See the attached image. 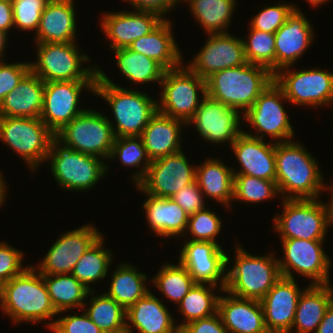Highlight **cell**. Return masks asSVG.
Masks as SVG:
<instances>
[{
	"label": "cell",
	"instance_id": "7dc6e473",
	"mask_svg": "<svg viewBox=\"0 0 333 333\" xmlns=\"http://www.w3.org/2000/svg\"><path fill=\"white\" fill-rule=\"evenodd\" d=\"M295 5L277 3L273 6H265L250 21V27L268 33H275L293 12Z\"/></svg>",
	"mask_w": 333,
	"mask_h": 333
},
{
	"label": "cell",
	"instance_id": "83f0119b",
	"mask_svg": "<svg viewBox=\"0 0 333 333\" xmlns=\"http://www.w3.org/2000/svg\"><path fill=\"white\" fill-rule=\"evenodd\" d=\"M45 82L31 70L0 104V117L40 118Z\"/></svg>",
	"mask_w": 333,
	"mask_h": 333
},
{
	"label": "cell",
	"instance_id": "52a82bcc",
	"mask_svg": "<svg viewBox=\"0 0 333 333\" xmlns=\"http://www.w3.org/2000/svg\"><path fill=\"white\" fill-rule=\"evenodd\" d=\"M37 61L30 63V70L44 82L96 81L97 66L82 67L90 57L71 43H35Z\"/></svg>",
	"mask_w": 333,
	"mask_h": 333
},
{
	"label": "cell",
	"instance_id": "9c48e42d",
	"mask_svg": "<svg viewBox=\"0 0 333 333\" xmlns=\"http://www.w3.org/2000/svg\"><path fill=\"white\" fill-rule=\"evenodd\" d=\"M282 213L273 218L280 239L324 240L330 227L327 203L318 199H283Z\"/></svg>",
	"mask_w": 333,
	"mask_h": 333
},
{
	"label": "cell",
	"instance_id": "d4e9b609",
	"mask_svg": "<svg viewBox=\"0 0 333 333\" xmlns=\"http://www.w3.org/2000/svg\"><path fill=\"white\" fill-rule=\"evenodd\" d=\"M218 313L228 333H269L264 322L261 302L220 291Z\"/></svg>",
	"mask_w": 333,
	"mask_h": 333
},
{
	"label": "cell",
	"instance_id": "f35d334b",
	"mask_svg": "<svg viewBox=\"0 0 333 333\" xmlns=\"http://www.w3.org/2000/svg\"><path fill=\"white\" fill-rule=\"evenodd\" d=\"M220 286L205 283H195L190 291L178 303V310L185 318L179 325L181 329L184 325L191 321L208 318L218 312V301L220 295H215L213 290Z\"/></svg>",
	"mask_w": 333,
	"mask_h": 333
},
{
	"label": "cell",
	"instance_id": "11a10c76",
	"mask_svg": "<svg viewBox=\"0 0 333 333\" xmlns=\"http://www.w3.org/2000/svg\"><path fill=\"white\" fill-rule=\"evenodd\" d=\"M14 26L11 0H0V30L9 33Z\"/></svg>",
	"mask_w": 333,
	"mask_h": 333
},
{
	"label": "cell",
	"instance_id": "7bdbcfd3",
	"mask_svg": "<svg viewBox=\"0 0 333 333\" xmlns=\"http://www.w3.org/2000/svg\"><path fill=\"white\" fill-rule=\"evenodd\" d=\"M247 62L260 65L275 74V34L250 27L248 39L243 40Z\"/></svg>",
	"mask_w": 333,
	"mask_h": 333
},
{
	"label": "cell",
	"instance_id": "60d3db41",
	"mask_svg": "<svg viewBox=\"0 0 333 333\" xmlns=\"http://www.w3.org/2000/svg\"><path fill=\"white\" fill-rule=\"evenodd\" d=\"M167 299L178 304L196 283L187 269L179 262L178 265L167 263L151 280Z\"/></svg>",
	"mask_w": 333,
	"mask_h": 333
},
{
	"label": "cell",
	"instance_id": "f5cc1de1",
	"mask_svg": "<svg viewBox=\"0 0 333 333\" xmlns=\"http://www.w3.org/2000/svg\"><path fill=\"white\" fill-rule=\"evenodd\" d=\"M180 333H228L220 314L217 312L208 318L191 321L180 329Z\"/></svg>",
	"mask_w": 333,
	"mask_h": 333
},
{
	"label": "cell",
	"instance_id": "4dcf8cb0",
	"mask_svg": "<svg viewBox=\"0 0 333 333\" xmlns=\"http://www.w3.org/2000/svg\"><path fill=\"white\" fill-rule=\"evenodd\" d=\"M142 203L150 229L160 237L172 238L186 233L189 215L172 198L146 194Z\"/></svg>",
	"mask_w": 333,
	"mask_h": 333
},
{
	"label": "cell",
	"instance_id": "94428289",
	"mask_svg": "<svg viewBox=\"0 0 333 333\" xmlns=\"http://www.w3.org/2000/svg\"><path fill=\"white\" fill-rule=\"evenodd\" d=\"M306 1H308V3H310V5H312V6L319 7V5H322V4L324 5L325 2H327L329 0H306Z\"/></svg>",
	"mask_w": 333,
	"mask_h": 333
},
{
	"label": "cell",
	"instance_id": "d6986e66",
	"mask_svg": "<svg viewBox=\"0 0 333 333\" xmlns=\"http://www.w3.org/2000/svg\"><path fill=\"white\" fill-rule=\"evenodd\" d=\"M90 223L61 234L41 263L34 266L42 275L71 274L78 260L101 236Z\"/></svg>",
	"mask_w": 333,
	"mask_h": 333
},
{
	"label": "cell",
	"instance_id": "277c9868",
	"mask_svg": "<svg viewBox=\"0 0 333 333\" xmlns=\"http://www.w3.org/2000/svg\"><path fill=\"white\" fill-rule=\"evenodd\" d=\"M273 81L274 74L270 70L247 62L208 77L207 96L244 114Z\"/></svg>",
	"mask_w": 333,
	"mask_h": 333
},
{
	"label": "cell",
	"instance_id": "680465c9",
	"mask_svg": "<svg viewBox=\"0 0 333 333\" xmlns=\"http://www.w3.org/2000/svg\"><path fill=\"white\" fill-rule=\"evenodd\" d=\"M4 177H3V174H1V171H0V207L1 205H4L5 203V197H6V182L4 181Z\"/></svg>",
	"mask_w": 333,
	"mask_h": 333
},
{
	"label": "cell",
	"instance_id": "4fadbf2b",
	"mask_svg": "<svg viewBox=\"0 0 333 333\" xmlns=\"http://www.w3.org/2000/svg\"><path fill=\"white\" fill-rule=\"evenodd\" d=\"M289 69L286 67L274 74V81L283 90L288 103L306 108L333 103V72L319 68L293 72Z\"/></svg>",
	"mask_w": 333,
	"mask_h": 333
},
{
	"label": "cell",
	"instance_id": "8992f818",
	"mask_svg": "<svg viewBox=\"0 0 333 333\" xmlns=\"http://www.w3.org/2000/svg\"><path fill=\"white\" fill-rule=\"evenodd\" d=\"M46 161H50L51 173L59 186L72 192L93 188L108 173L101 158L75 151L56 136L51 139Z\"/></svg>",
	"mask_w": 333,
	"mask_h": 333
},
{
	"label": "cell",
	"instance_id": "f907efd6",
	"mask_svg": "<svg viewBox=\"0 0 333 333\" xmlns=\"http://www.w3.org/2000/svg\"><path fill=\"white\" fill-rule=\"evenodd\" d=\"M30 71V62L6 63L0 60V104L14 90L21 79Z\"/></svg>",
	"mask_w": 333,
	"mask_h": 333
},
{
	"label": "cell",
	"instance_id": "7a4b0ae2",
	"mask_svg": "<svg viewBox=\"0 0 333 333\" xmlns=\"http://www.w3.org/2000/svg\"><path fill=\"white\" fill-rule=\"evenodd\" d=\"M0 308L15 324L52 320L59 314L51 302L43 275L29 264L0 287Z\"/></svg>",
	"mask_w": 333,
	"mask_h": 333
},
{
	"label": "cell",
	"instance_id": "6f0895ef",
	"mask_svg": "<svg viewBox=\"0 0 333 333\" xmlns=\"http://www.w3.org/2000/svg\"><path fill=\"white\" fill-rule=\"evenodd\" d=\"M326 190L331 191V197L330 202L327 203L328 210H329V222L330 225H333V182H331V185L326 184L325 185V192Z\"/></svg>",
	"mask_w": 333,
	"mask_h": 333
},
{
	"label": "cell",
	"instance_id": "30bf717a",
	"mask_svg": "<svg viewBox=\"0 0 333 333\" xmlns=\"http://www.w3.org/2000/svg\"><path fill=\"white\" fill-rule=\"evenodd\" d=\"M55 134L40 118L0 117V140L31 168L46 162Z\"/></svg>",
	"mask_w": 333,
	"mask_h": 333
},
{
	"label": "cell",
	"instance_id": "b9f144b4",
	"mask_svg": "<svg viewBox=\"0 0 333 333\" xmlns=\"http://www.w3.org/2000/svg\"><path fill=\"white\" fill-rule=\"evenodd\" d=\"M117 156L123 166H131L138 169L132 175V180L134 179L133 182L136 186L144 178L151 164V159L147 155L142 138L140 136L116 137L108 160H115ZM140 167H142V170L139 169Z\"/></svg>",
	"mask_w": 333,
	"mask_h": 333
},
{
	"label": "cell",
	"instance_id": "e0dca14e",
	"mask_svg": "<svg viewBox=\"0 0 333 333\" xmlns=\"http://www.w3.org/2000/svg\"><path fill=\"white\" fill-rule=\"evenodd\" d=\"M179 262L196 283L220 285L225 288L229 256L214 242L185 240L179 252ZM219 282V283H218Z\"/></svg>",
	"mask_w": 333,
	"mask_h": 333
},
{
	"label": "cell",
	"instance_id": "d6a6232c",
	"mask_svg": "<svg viewBox=\"0 0 333 333\" xmlns=\"http://www.w3.org/2000/svg\"><path fill=\"white\" fill-rule=\"evenodd\" d=\"M196 166V182L207 198H212L221 205L230 206L233 200L234 173L218 158L204 160ZM231 202V203H230Z\"/></svg>",
	"mask_w": 333,
	"mask_h": 333
},
{
	"label": "cell",
	"instance_id": "ba28073f",
	"mask_svg": "<svg viewBox=\"0 0 333 333\" xmlns=\"http://www.w3.org/2000/svg\"><path fill=\"white\" fill-rule=\"evenodd\" d=\"M160 86L162 91L157 101L158 112L180 119L186 124L207 95L206 80L182 64L177 68L166 70ZM199 94L202 95L201 99Z\"/></svg>",
	"mask_w": 333,
	"mask_h": 333
},
{
	"label": "cell",
	"instance_id": "3957f363",
	"mask_svg": "<svg viewBox=\"0 0 333 333\" xmlns=\"http://www.w3.org/2000/svg\"><path fill=\"white\" fill-rule=\"evenodd\" d=\"M94 94L111 106L116 124L110 122L116 137L141 136L150 119L158 112L157 100L142 91L116 85L99 67Z\"/></svg>",
	"mask_w": 333,
	"mask_h": 333
},
{
	"label": "cell",
	"instance_id": "ab89813d",
	"mask_svg": "<svg viewBox=\"0 0 333 333\" xmlns=\"http://www.w3.org/2000/svg\"><path fill=\"white\" fill-rule=\"evenodd\" d=\"M103 234L87 249L71 274L90 290V284L107 277L112 262V250L104 248Z\"/></svg>",
	"mask_w": 333,
	"mask_h": 333
},
{
	"label": "cell",
	"instance_id": "bcb514c9",
	"mask_svg": "<svg viewBox=\"0 0 333 333\" xmlns=\"http://www.w3.org/2000/svg\"><path fill=\"white\" fill-rule=\"evenodd\" d=\"M14 26L21 31L35 33L39 27L41 15L50 0H11Z\"/></svg>",
	"mask_w": 333,
	"mask_h": 333
},
{
	"label": "cell",
	"instance_id": "f546056e",
	"mask_svg": "<svg viewBox=\"0 0 333 333\" xmlns=\"http://www.w3.org/2000/svg\"><path fill=\"white\" fill-rule=\"evenodd\" d=\"M171 22L164 19L150 33L133 41L128 48L154 59L166 70L179 67L183 64V56L174 39Z\"/></svg>",
	"mask_w": 333,
	"mask_h": 333
},
{
	"label": "cell",
	"instance_id": "836d02e7",
	"mask_svg": "<svg viewBox=\"0 0 333 333\" xmlns=\"http://www.w3.org/2000/svg\"><path fill=\"white\" fill-rule=\"evenodd\" d=\"M130 264L126 262L117 266L111 273L109 290L105 292L125 310L150 291L145 285L148 281L146 274Z\"/></svg>",
	"mask_w": 333,
	"mask_h": 333
},
{
	"label": "cell",
	"instance_id": "6da1fadb",
	"mask_svg": "<svg viewBox=\"0 0 333 333\" xmlns=\"http://www.w3.org/2000/svg\"><path fill=\"white\" fill-rule=\"evenodd\" d=\"M304 148L294 139L275 143V181L283 199H318L325 190L318 161Z\"/></svg>",
	"mask_w": 333,
	"mask_h": 333
},
{
	"label": "cell",
	"instance_id": "4316f807",
	"mask_svg": "<svg viewBox=\"0 0 333 333\" xmlns=\"http://www.w3.org/2000/svg\"><path fill=\"white\" fill-rule=\"evenodd\" d=\"M74 0H50L46 5L36 31L35 43L76 42Z\"/></svg>",
	"mask_w": 333,
	"mask_h": 333
},
{
	"label": "cell",
	"instance_id": "9f6ffc18",
	"mask_svg": "<svg viewBox=\"0 0 333 333\" xmlns=\"http://www.w3.org/2000/svg\"><path fill=\"white\" fill-rule=\"evenodd\" d=\"M315 333H333V302L326 309L324 317Z\"/></svg>",
	"mask_w": 333,
	"mask_h": 333
},
{
	"label": "cell",
	"instance_id": "db71d44e",
	"mask_svg": "<svg viewBox=\"0 0 333 333\" xmlns=\"http://www.w3.org/2000/svg\"><path fill=\"white\" fill-rule=\"evenodd\" d=\"M130 2L134 10L138 11H150L159 14L161 17L166 19L164 15L169 14L168 12H172L171 9L183 0H123Z\"/></svg>",
	"mask_w": 333,
	"mask_h": 333
},
{
	"label": "cell",
	"instance_id": "816d5d0a",
	"mask_svg": "<svg viewBox=\"0 0 333 333\" xmlns=\"http://www.w3.org/2000/svg\"><path fill=\"white\" fill-rule=\"evenodd\" d=\"M172 199L183 209L188 215L195 214L199 210L206 208L204 204V194L196 180L184 186L179 190Z\"/></svg>",
	"mask_w": 333,
	"mask_h": 333
},
{
	"label": "cell",
	"instance_id": "91938a15",
	"mask_svg": "<svg viewBox=\"0 0 333 333\" xmlns=\"http://www.w3.org/2000/svg\"><path fill=\"white\" fill-rule=\"evenodd\" d=\"M8 38V33L0 30V60H3L2 58L5 56L4 50L6 47V42Z\"/></svg>",
	"mask_w": 333,
	"mask_h": 333
},
{
	"label": "cell",
	"instance_id": "1f68e13d",
	"mask_svg": "<svg viewBox=\"0 0 333 333\" xmlns=\"http://www.w3.org/2000/svg\"><path fill=\"white\" fill-rule=\"evenodd\" d=\"M333 302V287L328 284H309L299 297L292 330L289 333L316 332L326 309Z\"/></svg>",
	"mask_w": 333,
	"mask_h": 333
},
{
	"label": "cell",
	"instance_id": "681fc988",
	"mask_svg": "<svg viewBox=\"0 0 333 333\" xmlns=\"http://www.w3.org/2000/svg\"><path fill=\"white\" fill-rule=\"evenodd\" d=\"M23 257L21 250L0 242V287L27 268L22 266Z\"/></svg>",
	"mask_w": 333,
	"mask_h": 333
},
{
	"label": "cell",
	"instance_id": "c3c4849f",
	"mask_svg": "<svg viewBox=\"0 0 333 333\" xmlns=\"http://www.w3.org/2000/svg\"><path fill=\"white\" fill-rule=\"evenodd\" d=\"M48 325L53 333H104L85 313L53 319Z\"/></svg>",
	"mask_w": 333,
	"mask_h": 333
},
{
	"label": "cell",
	"instance_id": "44dd1931",
	"mask_svg": "<svg viewBox=\"0 0 333 333\" xmlns=\"http://www.w3.org/2000/svg\"><path fill=\"white\" fill-rule=\"evenodd\" d=\"M303 290L298 287L295 278L282 276L260 300L269 333H289L292 330L297 303Z\"/></svg>",
	"mask_w": 333,
	"mask_h": 333
},
{
	"label": "cell",
	"instance_id": "2e32d148",
	"mask_svg": "<svg viewBox=\"0 0 333 333\" xmlns=\"http://www.w3.org/2000/svg\"><path fill=\"white\" fill-rule=\"evenodd\" d=\"M96 81L45 82L43 109L40 119L54 133L86 109L78 108L82 90L94 94ZM84 88V89H83ZM78 105V106H77Z\"/></svg>",
	"mask_w": 333,
	"mask_h": 333
},
{
	"label": "cell",
	"instance_id": "ffe728a7",
	"mask_svg": "<svg viewBox=\"0 0 333 333\" xmlns=\"http://www.w3.org/2000/svg\"><path fill=\"white\" fill-rule=\"evenodd\" d=\"M192 62L186 65L199 77L207 79L213 73L247 63L242 38L231 33L211 34Z\"/></svg>",
	"mask_w": 333,
	"mask_h": 333
},
{
	"label": "cell",
	"instance_id": "e575fe53",
	"mask_svg": "<svg viewBox=\"0 0 333 333\" xmlns=\"http://www.w3.org/2000/svg\"><path fill=\"white\" fill-rule=\"evenodd\" d=\"M51 302L58 313L82 309L91 291L72 274L43 275Z\"/></svg>",
	"mask_w": 333,
	"mask_h": 333
},
{
	"label": "cell",
	"instance_id": "7402d4cb",
	"mask_svg": "<svg viewBox=\"0 0 333 333\" xmlns=\"http://www.w3.org/2000/svg\"><path fill=\"white\" fill-rule=\"evenodd\" d=\"M164 20L150 11H118L103 14L101 29L110 40V49L128 48L133 41L145 36Z\"/></svg>",
	"mask_w": 333,
	"mask_h": 333
},
{
	"label": "cell",
	"instance_id": "d590c367",
	"mask_svg": "<svg viewBox=\"0 0 333 333\" xmlns=\"http://www.w3.org/2000/svg\"><path fill=\"white\" fill-rule=\"evenodd\" d=\"M185 1L189 3L194 18L207 35L228 33L236 0H183Z\"/></svg>",
	"mask_w": 333,
	"mask_h": 333
},
{
	"label": "cell",
	"instance_id": "cb8c5ba5",
	"mask_svg": "<svg viewBox=\"0 0 333 333\" xmlns=\"http://www.w3.org/2000/svg\"><path fill=\"white\" fill-rule=\"evenodd\" d=\"M240 163L234 175H249L265 180H276L275 142L268 144L242 132L230 146Z\"/></svg>",
	"mask_w": 333,
	"mask_h": 333
},
{
	"label": "cell",
	"instance_id": "8d00e7d4",
	"mask_svg": "<svg viewBox=\"0 0 333 333\" xmlns=\"http://www.w3.org/2000/svg\"><path fill=\"white\" fill-rule=\"evenodd\" d=\"M114 52L120 73L127 80L135 82V84H146L157 81L160 85L166 71L161 64L129 48H120L114 50Z\"/></svg>",
	"mask_w": 333,
	"mask_h": 333
},
{
	"label": "cell",
	"instance_id": "ee69618b",
	"mask_svg": "<svg viewBox=\"0 0 333 333\" xmlns=\"http://www.w3.org/2000/svg\"><path fill=\"white\" fill-rule=\"evenodd\" d=\"M279 194L276 181L249 175H234L233 201L261 203Z\"/></svg>",
	"mask_w": 333,
	"mask_h": 333
},
{
	"label": "cell",
	"instance_id": "f1b7e54d",
	"mask_svg": "<svg viewBox=\"0 0 333 333\" xmlns=\"http://www.w3.org/2000/svg\"><path fill=\"white\" fill-rule=\"evenodd\" d=\"M187 124L157 112L141 134L148 157L152 160L182 150V127Z\"/></svg>",
	"mask_w": 333,
	"mask_h": 333
},
{
	"label": "cell",
	"instance_id": "ac0fdd59",
	"mask_svg": "<svg viewBox=\"0 0 333 333\" xmlns=\"http://www.w3.org/2000/svg\"><path fill=\"white\" fill-rule=\"evenodd\" d=\"M241 119L243 115L238 110L206 95L187 125H195L198 134L206 142H230L232 145L243 132V129L240 130Z\"/></svg>",
	"mask_w": 333,
	"mask_h": 333
},
{
	"label": "cell",
	"instance_id": "9a60e30c",
	"mask_svg": "<svg viewBox=\"0 0 333 333\" xmlns=\"http://www.w3.org/2000/svg\"><path fill=\"white\" fill-rule=\"evenodd\" d=\"M188 162L182 150L154 159L136 188L144 194L172 198L196 179V166H191Z\"/></svg>",
	"mask_w": 333,
	"mask_h": 333
},
{
	"label": "cell",
	"instance_id": "7c38bea8",
	"mask_svg": "<svg viewBox=\"0 0 333 333\" xmlns=\"http://www.w3.org/2000/svg\"><path fill=\"white\" fill-rule=\"evenodd\" d=\"M287 101L283 90L273 81L256 99L255 103L243 114L244 120L256 133H244L264 139L265 134L275 143L286 142L294 137V129L282 104Z\"/></svg>",
	"mask_w": 333,
	"mask_h": 333
},
{
	"label": "cell",
	"instance_id": "484cf974",
	"mask_svg": "<svg viewBox=\"0 0 333 333\" xmlns=\"http://www.w3.org/2000/svg\"><path fill=\"white\" fill-rule=\"evenodd\" d=\"M126 320V333H133V327L140 333H180L174 316L151 290L126 310Z\"/></svg>",
	"mask_w": 333,
	"mask_h": 333
},
{
	"label": "cell",
	"instance_id": "8fae6325",
	"mask_svg": "<svg viewBox=\"0 0 333 333\" xmlns=\"http://www.w3.org/2000/svg\"><path fill=\"white\" fill-rule=\"evenodd\" d=\"M109 119L103 113L86 109L55 136L75 151L107 160L116 138Z\"/></svg>",
	"mask_w": 333,
	"mask_h": 333
},
{
	"label": "cell",
	"instance_id": "74e56055",
	"mask_svg": "<svg viewBox=\"0 0 333 333\" xmlns=\"http://www.w3.org/2000/svg\"><path fill=\"white\" fill-rule=\"evenodd\" d=\"M94 293V290H91L88 294L92 295L91 299L89 298V307L86 303L82 308L88 317L104 333H126V310L106 293Z\"/></svg>",
	"mask_w": 333,
	"mask_h": 333
},
{
	"label": "cell",
	"instance_id": "603a6c76",
	"mask_svg": "<svg viewBox=\"0 0 333 333\" xmlns=\"http://www.w3.org/2000/svg\"><path fill=\"white\" fill-rule=\"evenodd\" d=\"M313 32L311 22L295 6L287 21L274 33L275 73L301 59L314 40Z\"/></svg>",
	"mask_w": 333,
	"mask_h": 333
},
{
	"label": "cell",
	"instance_id": "5b68a950",
	"mask_svg": "<svg viewBox=\"0 0 333 333\" xmlns=\"http://www.w3.org/2000/svg\"><path fill=\"white\" fill-rule=\"evenodd\" d=\"M233 267L226 272L224 290L230 294L260 301L282 277L278 259L268 254L256 256L237 244Z\"/></svg>",
	"mask_w": 333,
	"mask_h": 333
},
{
	"label": "cell",
	"instance_id": "5bb4252c",
	"mask_svg": "<svg viewBox=\"0 0 333 333\" xmlns=\"http://www.w3.org/2000/svg\"><path fill=\"white\" fill-rule=\"evenodd\" d=\"M325 240L281 239L283 258H278L283 277L294 279V272L311 279L309 284L330 283V257L323 249ZM292 269V270H291Z\"/></svg>",
	"mask_w": 333,
	"mask_h": 333
},
{
	"label": "cell",
	"instance_id": "f6af8a7d",
	"mask_svg": "<svg viewBox=\"0 0 333 333\" xmlns=\"http://www.w3.org/2000/svg\"><path fill=\"white\" fill-rule=\"evenodd\" d=\"M204 208L195 214L189 215L186 232L192 241L214 242L219 245L215 237L221 232L222 221L210 210Z\"/></svg>",
	"mask_w": 333,
	"mask_h": 333
}]
</instances>
